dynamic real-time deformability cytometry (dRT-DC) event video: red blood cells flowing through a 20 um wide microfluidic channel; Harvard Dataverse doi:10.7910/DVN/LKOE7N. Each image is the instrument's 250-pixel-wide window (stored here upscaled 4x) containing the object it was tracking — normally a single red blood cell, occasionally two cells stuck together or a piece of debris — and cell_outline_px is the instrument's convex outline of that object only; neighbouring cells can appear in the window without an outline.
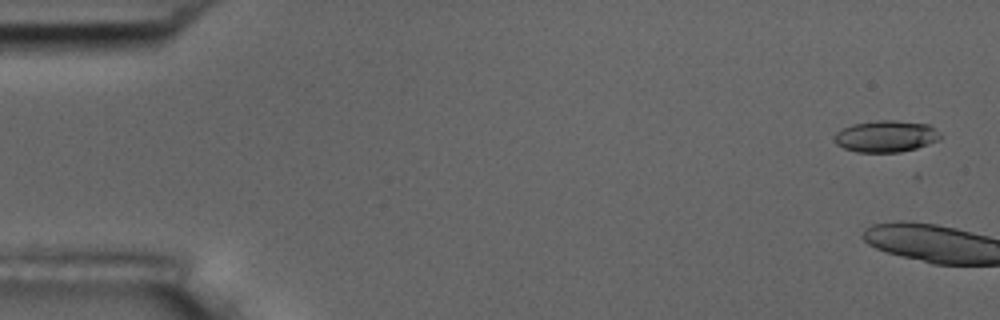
{"species": "common noctule bat (a hibernating species)", "species_latin": "Nyctalus noctula", "temperature_condition": "room temperature", "stored_images_in_passage": 6, "camera_frame_rate_fps": 3000, "um_per_image_px": 0.085, "animal": {"sex": "male", "body_mass_g": 17.5, "forearm_length_mm": 52.3}, "frame": {"image": 1, "passage_image": 1, "time_ms": 0.0, "image_size_px": [1000, 320], "cell_outline_px": [[940, 140], [916, 148], [900, 152], [856, 152], [844, 148], [836, 144], [832, 136], [836, 132], [852, 124], [880, 120], [896, 120], [928, 124], [940, 132]], "centroid_in_image_um": [75.3, 11.58], "position_along_channel_um": 9.7, "area_um2": 19.59}}